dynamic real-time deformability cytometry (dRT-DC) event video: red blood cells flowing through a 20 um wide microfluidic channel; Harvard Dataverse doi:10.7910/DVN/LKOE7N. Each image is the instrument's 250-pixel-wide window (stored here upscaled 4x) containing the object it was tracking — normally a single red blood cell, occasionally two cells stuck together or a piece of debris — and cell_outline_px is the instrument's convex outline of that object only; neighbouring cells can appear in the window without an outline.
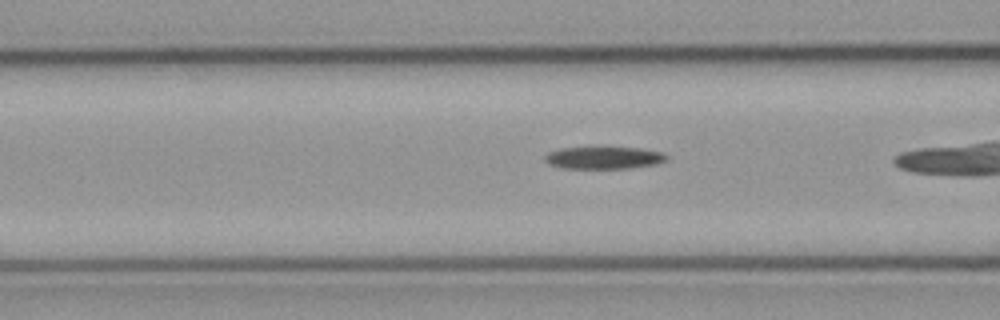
{"species": "common noctule bat (a hibernating species)", "species_latin": "Nyctalus noctula", "temperature_condition": "cold", "stored_images_in_passage": 9, "camera_frame_rate_fps": 3000, "um_per_image_px": 0.085, "animal": {"sex": "male", "body_mass_g": 23.1, "forearm_length_mm": 52.7}, "frame": {"image": 1, "passage_image": 6, "time_ms": 1.667, "image_size_px": [1000, 320], "cell_outline_px": [[668, 160], [656, 164], [632, 168], [564, 168], [548, 164], [544, 160], [544, 156], [548, 152], [560, 148], [640, 148], [664, 152], [668, 156]], "centroid_in_image_um": [51.35, 13.41], "position_along_channel_um": 115.2, "area_um2": 15.78}}